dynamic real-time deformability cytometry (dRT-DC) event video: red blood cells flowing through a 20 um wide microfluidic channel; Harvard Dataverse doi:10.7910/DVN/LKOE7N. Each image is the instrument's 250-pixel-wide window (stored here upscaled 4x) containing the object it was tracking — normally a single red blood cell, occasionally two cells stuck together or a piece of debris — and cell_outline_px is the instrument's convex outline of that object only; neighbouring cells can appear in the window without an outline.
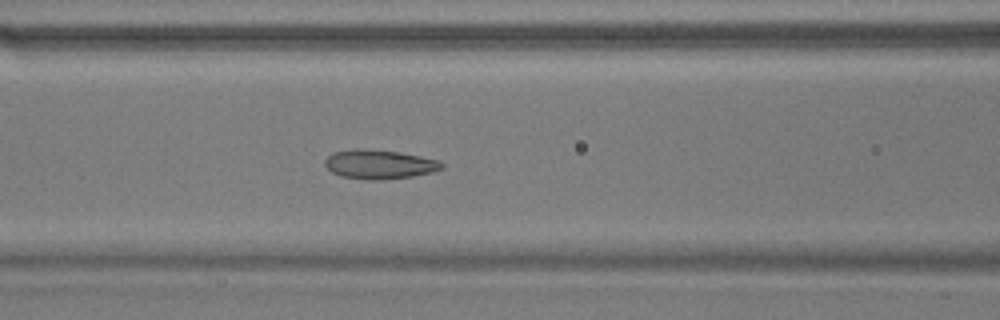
{"species": "common noctule bat (a hibernating species)", "species_latin": "Nyctalus noctula", "temperature_condition": "warm", "stored_images_in_passage": 55, "camera_frame_rate_fps": 3000, "um_per_image_px": 0.085, "animal": {"sex": "male", "body_mass_g": 17.9}, "frame": {"image": 1, "passage_image": 23, "time_ms": 7.333, "image_size_px": [1000, 320], "cell_outline_px": [[444, 168], [432, 172], [412, 176], [384, 180], [368, 180], [340, 176], [332, 172], [324, 164], [324, 160], [332, 152], [356, 148], [360, 148], [400, 152], [440, 160], [444, 164]], "centroid_in_image_um": [32.25, 13.96], "position_along_channel_um": 134.4, "area_um2": 20.06}}
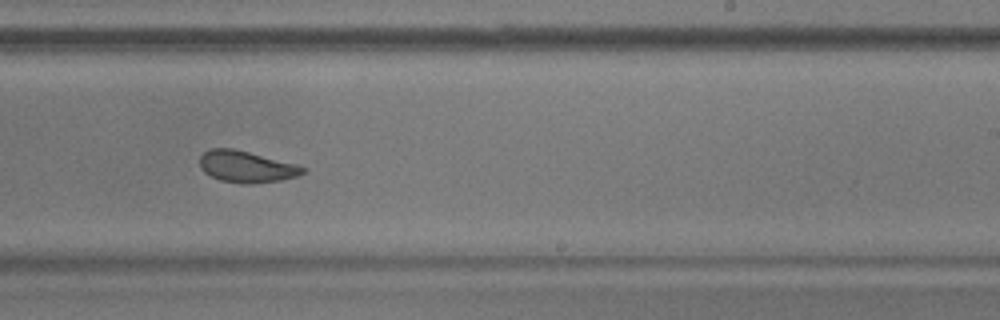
{"frame": {"image": 2, "passage_image": 34, "time_ms": 11.0, "image_size_px": [1000, 320], "cell_outline_px": [[304, 172], [296, 176], [280, 180], [252, 184], [240, 184], [220, 180], [204, 172], [200, 168], [200, 156], [204, 152], [212, 148], [232, 148], [296, 164], [304, 168]], "centroid_in_image_um": [20.9, 14.17], "position_along_channel_um": 268.1, "area_um2": 18.73}}
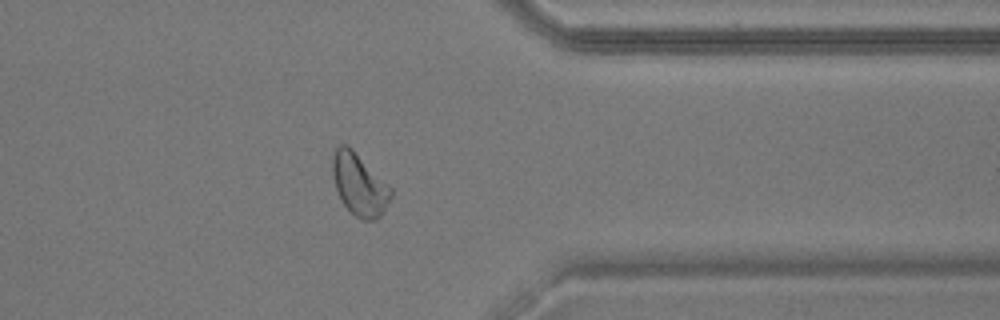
{"frame": {"image": 3, "passage_image": 44, "time_ms": 14.333, "image_size_px": [1000, 320], "cell_outline_px": [[392, 196], [384, 212], [376, 220], [364, 220], [356, 216], [340, 200], [336, 188], [332, 172], [332, 156], [336, 148], [340, 144], [348, 144], [392, 188]], "centroid_in_image_um": [30.55, 15.68], "position_along_channel_um": 380.9, "area_um2": 21.1}, "authors_computed_cell_mechanics": {"area_um2": 21.2704, "velocity_mm_per_s": 3.6555, "shape_relaxation_time_tau1_ms": 5.4961, "shape_relaxation_time_tau2_ms": 2.2402, "deformation_change_tau1": 0.1409, "deformation_change_tau2": 0.0573}}